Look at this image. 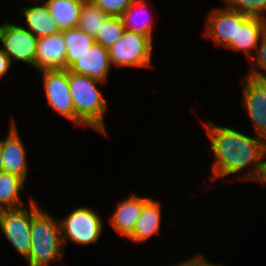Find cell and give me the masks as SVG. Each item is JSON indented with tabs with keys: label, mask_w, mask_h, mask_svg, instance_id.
<instances>
[{
	"label": "cell",
	"mask_w": 266,
	"mask_h": 266,
	"mask_svg": "<svg viewBox=\"0 0 266 266\" xmlns=\"http://www.w3.org/2000/svg\"><path fill=\"white\" fill-rule=\"evenodd\" d=\"M201 124L210 141V153L213 158L209 179L213 182L232 176L233 179H229V182H258L266 156V141L255 135H247L234 127L220 126L210 121H202Z\"/></svg>",
	"instance_id": "cell-1"
},
{
	"label": "cell",
	"mask_w": 266,
	"mask_h": 266,
	"mask_svg": "<svg viewBox=\"0 0 266 266\" xmlns=\"http://www.w3.org/2000/svg\"><path fill=\"white\" fill-rule=\"evenodd\" d=\"M31 247L28 266H51L62 262L65 248L57 217L42 208L36 198L32 200Z\"/></svg>",
	"instance_id": "cell-2"
},
{
	"label": "cell",
	"mask_w": 266,
	"mask_h": 266,
	"mask_svg": "<svg viewBox=\"0 0 266 266\" xmlns=\"http://www.w3.org/2000/svg\"><path fill=\"white\" fill-rule=\"evenodd\" d=\"M105 84L69 71V88L76 113V126L92 128L102 135L107 133L104 120L109 108L98 85Z\"/></svg>",
	"instance_id": "cell-3"
},
{
	"label": "cell",
	"mask_w": 266,
	"mask_h": 266,
	"mask_svg": "<svg viewBox=\"0 0 266 266\" xmlns=\"http://www.w3.org/2000/svg\"><path fill=\"white\" fill-rule=\"evenodd\" d=\"M58 220L64 248L68 240L77 245L97 244L104 229L98 211L82 205Z\"/></svg>",
	"instance_id": "cell-4"
},
{
	"label": "cell",
	"mask_w": 266,
	"mask_h": 266,
	"mask_svg": "<svg viewBox=\"0 0 266 266\" xmlns=\"http://www.w3.org/2000/svg\"><path fill=\"white\" fill-rule=\"evenodd\" d=\"M153 44L148 35L125 30L122 37L107 49L111 66L149 69L152 67Z\"/></svg>",
	"instance_id": "cell-5"
},
{
	"label": "cell",
	"mask_w": 266,
	"mask_h": 266,
	"mask_svg": "<svg viewBox=\"0 0 266 266\" xmlns=\"http://www.w3.org/2000/svg\"><path fill=\"white\" fill-rule=\"evenodd\" d=\"M29 207L0 210V229L11 246L25 260L29 257L31 247L32 200Z\"/></svg>",
	"instance_id": "cell-6"
},
{
	"label": "cell",
	"mask_w": 266,
	"mask_h": 266,
	"mask_svg": "<svg viewBox=\"0 0 266 266\" xmlns=\"http://www.w3.org/2000/svg\"><path fill=\"white\" fill-rule=\"evenodd\" d=\"M38 37L23 24L12 23L9 20L0 23L1 49L9 57L11 63L23 62L34 68Z\"/></svg>",
	"instance_id": "cell-7"
},
{
	"label": "cell",
	"mask_w": 266,
	"mask_h": 266,
	"mask_svg": "<svg viewBox=\"0 0 266 266\" xmlns=\"http://www.w3.org/2000/svg\"><path fill=\"white\" fill-rule=\"evenodd\" d=\"M38 72L42 76L43 91L49 107L76 125V113L69 88V71L54 69Z\"/></svg>",
	"instance_id": "cell-8"
},
{
	"label": "cell",
	"mask_w": 266,
	"mask_h": 266,
	"mask_svg": "<svg viewBox=\"0 0 266 266\" xmlns=\"http://www.w3.org/2000/svg\"><path fill=\"white\" fill-rule=\"evenodd\" d=\"M242 105L253 127V134L266 141V80L242 76Z\"/></svg>",
	"instance_id": "cell-9"
},
{
	"label": "cell",
	"mask_w": 266,
	"mask_h": 266,
	"mask_svg": "<svg viewBox=\"0 0 266 266\" xmlns=\"http://www.w3.org/2000/svg\"><path fill=\"white\" fill-rule=\"evenodd\" d=\"M206 19L203 35L214 41L216 46L226 48L230 43H236L237 11L224 6L216 7Z\"/></svg>",
	"instance_id": "cell-10"
},
{
	"label": "cell",
	"mask_w": 266,
	"mask_h": 266,
	"mask_svg": "<svg viewBox=\"0 0 266 266\" xmlns=\"http://www.w3.org/2000/svg\"><path fill=\"white\" fill-rule=\"evenodd\" d=\"M10 129L4 139H2V171L28 179V158L24 141L20 138L19 130L11 118Z\"/></svg>",
	"instance_id": "cell-11"
},
{
	"label": "cell",
	"mask_w": 266,
	"mask_h": 266,
	"mask_svg": "<svg viewBox=\"0 0 266 266\" xmlns=\"http://www.w3.org/2000/svg\"><path fill=\"white\" fill-rule=\"evenodd\" d=\"M265 31L266 19L249 17L237 11L236 43H230L225 49L228 48L235 52L241 51L250 61Z\"/></svg>",
	"instance_id": "cell-12"
},
{
	"label": "cell",
	"mask_w": 266,
	"mask_h": 266,
	"mask_svg": "<svg viewBox=\"0 0 266 266\" xmlns=\"http://www.w3.org/2000/svg\"><path fill=\"white\" fill-rule=\"evenodd\" d=\"M67 46L63 33L38 38L34 60L35 70L66 69Z\"/></svg>",
	"instance_id": "cell-13"
},
{
	"label": "cell",
	"mask_w": 266,
	"mask_h": 266,
	"mask_svg": "<svg viewBox=\"0 0 266 266\" xmlns=\"http://www.w3.org/2000/svg\"><path fill=\"white\" fill-rule=\"evenodd\" d=\"M111 68L108 50L98 43H94L67 70L107 83Z\"/></svg>",
	"instance_id": "cell-14"
},
{
	"label": "cell",
	"mask_w": 266,
	"mask_h": 266,
	"mask_svg": "<svg viewBox=\"0 0 266 266\" xmlns=\"http://www.w3.org/2000/svg\"><path fill=\"white\" fill-rule=\"evenodd\" d=\"M148 198L132 193L124 200L118 201L113 213L108 216V222L116 233L127 238L133 232Z\"/></svg>",
	"instance_id": "cell-15"
},
{
	"label": "cell",
	"mask_w": 266,
	"mask_h": 266,
	"mask_svg": "<svg viewBox=\"0 0 266 266\" xmlns=\"http://www.w3.org/2000/svg\"><path fill=\"white\" fill-rule=\"evenodd\" d=\"M161 205V202L149 197L144 202L135 229L127 237V239H129L133 244H139L149 241L153 235L158 236L162 224Z\"/></svg>",
	"instance_id": "cell-16"
},
{
	"label": "cell",
	"mask_w": 266,
	"mask_h": 266,
	"mask_svg": "<svg viewBox=\"0 0 266 266\" xmlns=\"http://www.w3.org/2000/svg\"><path fill=\"white\" fill-rule=\"evenodd\" d=\"M30 1V6L20 8L25 19L23 26L38 38L60 33L45 3L42 0H28L29 3Z\"/></svg>",
	"instance_id": "cell-17"
},
{
	"label": "cell",
	"mask_w": 266,
	"mask_h": 266,
	"mask_svg": "<svg viewBox=\"0 0 266 266\" xmlns=\"http://www.w3.org/2000/svg\"><path fill=\"white\" fill-rule=\"evenodd\" d=\"M60 31L75 28L78 25L82 0H42Z\"/></svg>",
	"instance_id": "cell-18"
},
{
	"label": "cell",
	"mask_w": 266,
	"mask_h": 266,
	"mask_svg": "<svg viewBox=\"0 0 266 266\" xmlns=\"http://www.w3.org/2000/svg\"><path fill=\"white\" fill-rule=\"evenodd\" d=\"M148 6L146 0H136L125 10L122 20L126 30L148 35L153 40L154 24Z\"/></svg>",
	"instance_id": "cell-19"
},
{
	"label": "cell",
	"mask_w": 266,
	"mask_h": 266,
	"mask_svg": "<svg viewBox=\"0 0 266 266\" xmlns=\"http://www.w3.org/2000/svg\"><path fill=\"white\" fill-rule=\"evenodd\" d=\"M27 181L8 172H0V210L23 207L21 192L26 190Z\"/></svg>",
	"instance_id": "cell-20"
},
{
	"label": "cell",
	"mask_w": 266,
	"mask_h": 266,
	"mask_svg": "<svg viewBox=\"0 0 266 266\" xmlns=\"http://www.w3.org/2000/svg\"><path fill=\"white\" fill-rule=\"evenodd\" d=\"M64 42L67 46L66 51V69L79 59L95 43L93 36L82 31L80 28H70L61 31Z\"/></svg>",
	"instance_id": "cell-21"
},
{
	"label": "cell",
	"mask_w": 266,
	"mask_h": 266,
	"mask_svg": "<svg viewBox=\"0 0 266 266\" xmlns=\"http://www.w3.org/2000/svg\"><path fill=\"white\" fill-rule=\"evenodd\" d=\"M107 17L91 0L83 1L77 27L94 37Z\"/></svg>",
	"instance_id": "cell-22"
},
{
	"label": "cell",
	"mask_w": 266,
	"mask_h": 266,
	"mask_svg": "<svg viewBox=\"0 0 266 266\" xmlns=\"http://www.w3.org/2000/svg\"><path fill=\"white\" fill-rule=\"evenodd\" d=\"M125 30L122 17L108 16L94 36L95 43L108 49L122 37Z\"/></svg>",
	"instance_id": "cell-23"
},
{
	"label": "cell",
	"mask_w": 266,
	"mask_h": 266,
	"mask_svg": "<svg viewBox=\"0 0 266 266\" xmlns=\"http://www.w3.org/2000/svg\"><path fill=\"white\" fill-rule=\"evenodd\" d=\"M224 7L249 17L266 19V0H222Z\"/></svg>",
	"instance_id": "cell-24"
},
{
	"label": "cell",
	"mask_w": 266,
	"mask_h": 266,
	"mask_svg": "<svg viewBox=\"0 0 266 266\" xmlns=\"http://www.w3.org/2000/svg\"><path fill=\"white\" fill-rule=\"evenodd\" d=\"M249 62L251 63V69L249 68L246 75L266 80V31L263 33L256 52Z\"/></svg>",
	"instance_id": "cell-25"
},
{
	"label": "cell",
	"mask_w": 266,
	"mask_h": 266,
	"mask_svg": "<svg viewBox=\"0 0 266 266\" xmlns=\"http://www.w3.org/2000/svg\"><path fill=\"white\" fill-rule=\"evenodd\" d=\"M108 16L122 17L125 10L136 0H91Z\"/></svg>",
	"instance_id": "cell-26"
},
{
	"label": "cell",
	"mask_w": 266,
	"mask_h": 266,
	"mask_svg": "<svg viewBox=\"0 0 266 266\" xmlns=\"http://www.w3.org/2000/svg\"><path fill=\"white\" fill-rule=\"evenodd\" d=\"M172 266H225L222 264H217V263H211L209 260L205 258L201 252L198 254L196 253L192 257L186 258V260L179 261V263H175V265Z\"/></svg>",
	"instance_id": "cell-27"
},
{
	"label": "cell",
	"mask_w": 266,
	"mask_h": 266,
	"mask_svg": "<svg viewBox=\"0 0 266 266\" xmlns=\"http://www.w3.org/2000/svg\"><path fill=\"white\" fill-rule=\"evenodd\" d=\"M12 65L9 57L0 47V80L9 73Z\"/></svg>",
	"instance_id": "cell-28"
},
{
	"label": "cell",
	"mask_w": 266,
	"mask_h": 266,
	"mask_svg": "<svg viewBox=\"0 0 266 266\" xmlns=\"http://www.w3.org/2000/svg\"><path fill=\"white\" fill-rule=\"evenodd\" d=\"M3 160H2V139L0 138V172L2 171L3 166Z\"/></svg>",
	"instance_id": "cell-29"
}]
</instances>
